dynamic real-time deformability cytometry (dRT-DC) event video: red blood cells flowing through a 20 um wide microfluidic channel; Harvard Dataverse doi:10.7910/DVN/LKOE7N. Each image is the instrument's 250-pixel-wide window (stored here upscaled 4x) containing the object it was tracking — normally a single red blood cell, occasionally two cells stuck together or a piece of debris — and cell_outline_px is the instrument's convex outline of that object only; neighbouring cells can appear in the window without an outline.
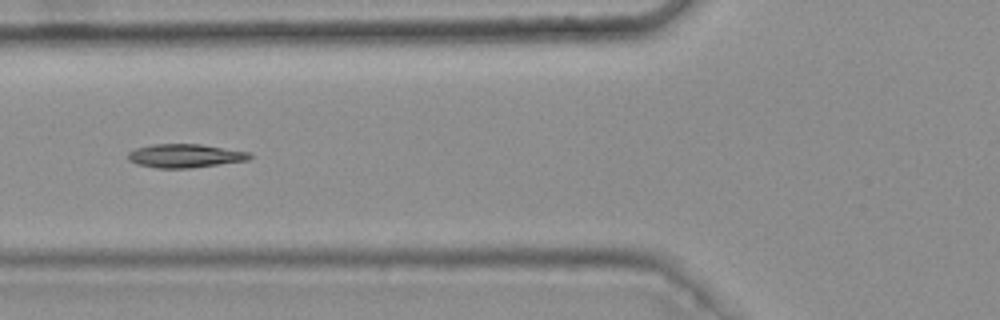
{"species": "common noctule bat (a hibernating species)", "species_latin": "Nyctalus noctula", "temperature_condition": "warm", "stored_images_in_passage": 8, "camera_frame_rate_fps": 3000, "um_per_image_px": 0.085, "animal": {"sex": "female", "body_mass_g": 25.1}, "frame": {"image": 1, "passage_image": 5, "time_ms": 1.333, "image_size_px": [1000, 320], "cell_outline_px": [[252, 156], [248, 160], [192, 168], [156, 168], [136, 164], [128, 160], [128, 152], [136, 148], [152, 144], [200, 144], [248, 152]], "centroid_in_image_um": [15.69, 13.25], "position_along_channel_um": 110.1, "area_um2": 16.7}}
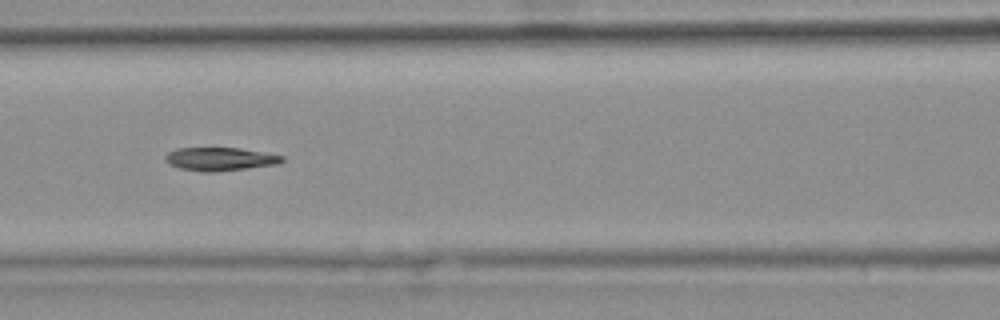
{"frame": {"image": 2, "passage_image": 6, "time_ms": 1.667, "image_size_px": [1000, 320], "cell_outline_px": [[284, 160], [276, 164], [248, 168], [216, 172], [200, 172], [180, 168], [168, 164], [164, 160], [164, 156], [168, 152], [176, 148], [240, 148], [264, 152], [284, 156]], "centroid_in_image_um": [18.66, 13.52], "position_along_channel_um": 147.9, "area_um2": 15.95}}